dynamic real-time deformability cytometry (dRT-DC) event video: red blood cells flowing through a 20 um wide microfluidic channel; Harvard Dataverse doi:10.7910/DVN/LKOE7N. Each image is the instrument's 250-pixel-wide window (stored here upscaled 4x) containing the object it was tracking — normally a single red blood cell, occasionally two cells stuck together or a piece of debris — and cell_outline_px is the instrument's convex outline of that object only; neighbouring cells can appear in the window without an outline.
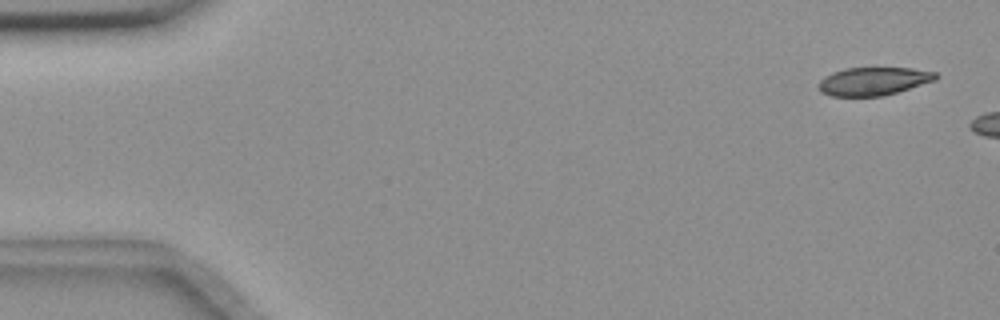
{"species": "common noctule bat (a hibernating species)", "species_latin": "Nyctalus noctula", "temperature_condition": "room temperature", "stored_images_in_passage": 8, "camera_frame_rate_fps": 3000, "um_per_image_px": 0.085, "animal": {"sex": "female", "body_mass_g": 18.4}, "frame": {"image": 1, "passage_image": 3, "time_ms": 0.667, "image_size_px": [1000, 320], "cell_outline_px": [[940, 76], [936, 80], [896, 92], [880, 96], [832, 96], [820, 92], [816, 84], [824, 76], [832, 72], [844, 68], [912, 68], [936, 72]], "centroid_in_image_um": [74.21, 6.9], "position_along_channel_um": 10.8, "area_um2": 19.31}}